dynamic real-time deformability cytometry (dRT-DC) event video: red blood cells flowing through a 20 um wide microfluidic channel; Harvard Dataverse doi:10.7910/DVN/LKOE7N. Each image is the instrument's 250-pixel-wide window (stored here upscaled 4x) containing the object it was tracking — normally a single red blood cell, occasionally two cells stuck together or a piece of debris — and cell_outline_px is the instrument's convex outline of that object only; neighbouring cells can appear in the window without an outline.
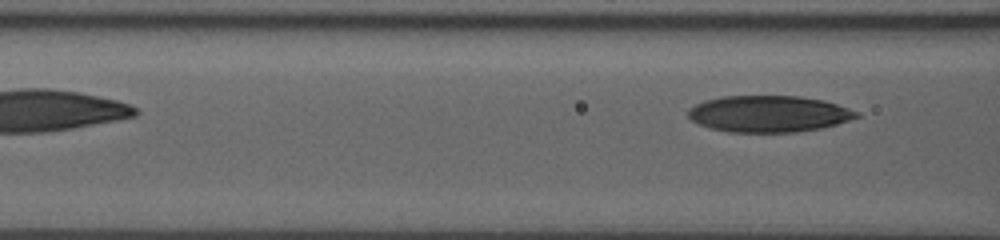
{"species": "human", "species_latin": "Homo sapiens", "temperature_condition": "room temperature", "stored_images_in_passage": 8, "segment_of_instrument_passage": [2, 2], "camera_frame_rate_fps": 3000, "um_per_image_px": 0.085, "donor": {"sex": "male"}, "frame": {"image": 1, "passage_image": 8, "time_ms": 2.333, "image_size_px": [1000, 240], "cell_outline_px": [[860, 116], [836, 124], [820, 128], [796, 132], [728, 132], [696, 124], [688, 116], [688, 108], [704, 100], [724, 96], [800, 96], [824, 100], [860, 112]], "centroid_in_image_um": [65.32, 9.67], "position_along_channel_um": 101.3, "area_um2": 35.84}}